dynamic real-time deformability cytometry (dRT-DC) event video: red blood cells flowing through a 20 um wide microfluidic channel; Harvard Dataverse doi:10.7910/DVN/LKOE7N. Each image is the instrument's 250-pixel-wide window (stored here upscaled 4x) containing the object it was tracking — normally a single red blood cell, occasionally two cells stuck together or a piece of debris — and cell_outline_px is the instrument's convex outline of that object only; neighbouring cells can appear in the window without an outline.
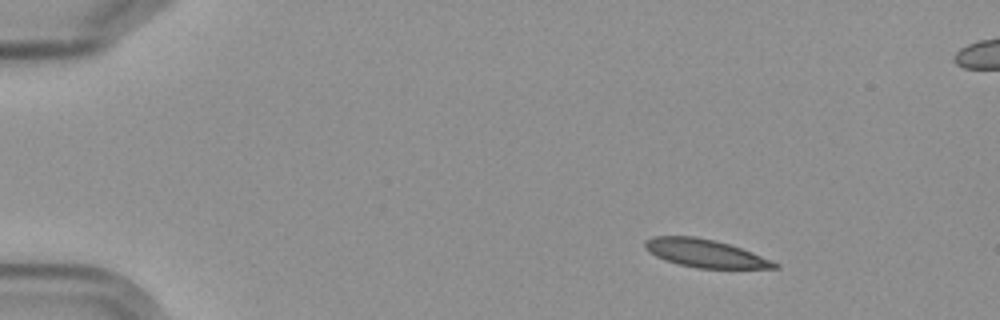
{"species": "Egyptian fruit bat (a non-hibernating species)", "species_latin": "Rousettus aegyptiacus", "temperature_condition": "cold", "stored_images_in_passage": 4, "camera_frame_rate_fps": 3000, "um_per_image_px": 0.085, "frame": {"image": 1, "passage_image": 1, "time_ms": 0.0, "image_size_px": [1000, 320], "cell_outline_px": [[780, 268], [696, 268], [680, 264], [656, 256], [644, 248], [644, 240], [652, 236], [696, 236], [716, 240], [752, 252], [772, 260], [780, 264]], "centroid_in_image_um": [59.94, 21.52], "position_along_channel_um": 25.1, "area_um2": 21.04}}